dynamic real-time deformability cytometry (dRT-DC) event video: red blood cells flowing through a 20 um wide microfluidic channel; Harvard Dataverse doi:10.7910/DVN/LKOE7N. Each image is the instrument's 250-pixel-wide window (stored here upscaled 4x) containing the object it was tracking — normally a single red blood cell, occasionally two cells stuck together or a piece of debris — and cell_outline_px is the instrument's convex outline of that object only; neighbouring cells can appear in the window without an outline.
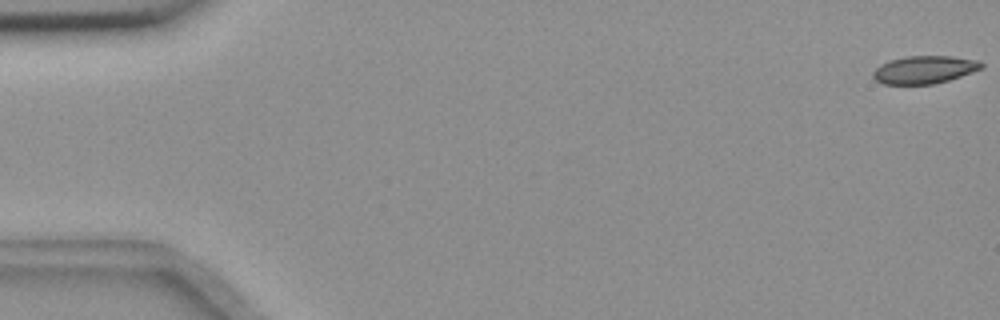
{"species": "common noctule bat (a hibernating species)", "species_latin": "Nyctalus noctula", "temperature_condition": "room temperature", "stored_images_in_passage": 56, "camera_frame_rate_fps": 3000, "um_per_image_px": 0.085, "animal": {"sex": "female", "body_mass_g": 18.4}, "frame": {"image": 1, "passage_image": 1, "time_ms": 0.0, "image_size_px": [1000, 320], "cell_outline_px": [[984, 64], [980, 68], [972, 72], [948, 80], [932, 84], [884, 84], [876, 80], [872, 76], [872, 72], [880, 64], [892, 60], [908, 56], [952, 56], [980, 60]], "centroid_in_image_um": [78.57, 5.92], "position_along_channel_um": 6.4, "area_um2": 17.4}}
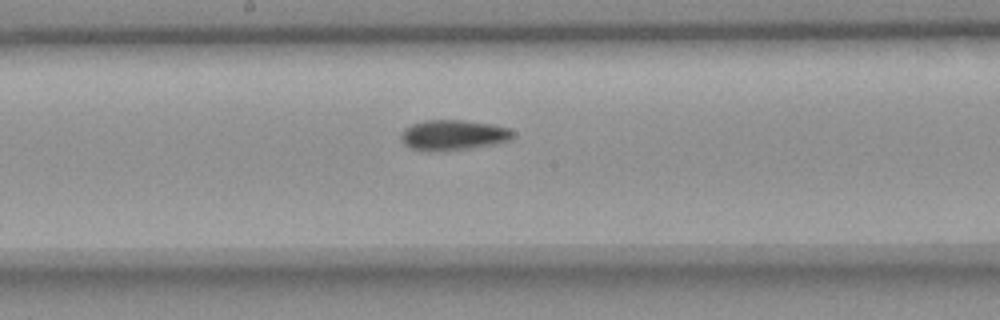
{"frame": {"image": 2, "passage_image": 30, "time_ms": 9.667, "image_size_px": [1000, 320], "cell_outline_px": [[512, 136], [508, 140], [496, 144], [472, 148], [440, 152], [412, 148], [404, 144], [400, 140], [400, 136], [404, 128], [412, 124], [424, 120], [464, 120], [492, 124], [508, 128], [512, 132]], "centroid_in_image_um": [38.49, 11.48], "position_along_channel_um": 209.7, "area_um2": 19.83}}
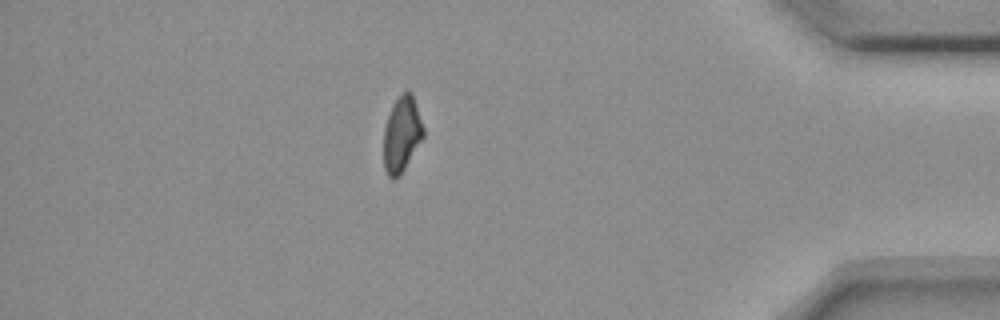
{"frame": {"image": 3, "passage_image": 49, "time_ms": 16.0, "image_size_px": [1000, 320], "cell_outline_px": [[424, 136], [400, 176], [392, 180], [388, 176], [384, 168], [384, 128], [392, 104], [408, 88], [412, 92], [424, 128]], "centroid_in_image_um": [34.15, 11.42], "position_along_channel_um": 401.0, "area_um2": 17.51}, "authors_computed_cell_mechanics": {"area_um2": 18.4382, "velocity_mm_per_s": 3.6592, "shape_relaxation_time_tau1_ms": 10.4856, "shape_relaxation_time_tau2_ms": 6.0664, "deformation_change_tau1": 0.1675, "deformation_change_tau2": 0.0962}}